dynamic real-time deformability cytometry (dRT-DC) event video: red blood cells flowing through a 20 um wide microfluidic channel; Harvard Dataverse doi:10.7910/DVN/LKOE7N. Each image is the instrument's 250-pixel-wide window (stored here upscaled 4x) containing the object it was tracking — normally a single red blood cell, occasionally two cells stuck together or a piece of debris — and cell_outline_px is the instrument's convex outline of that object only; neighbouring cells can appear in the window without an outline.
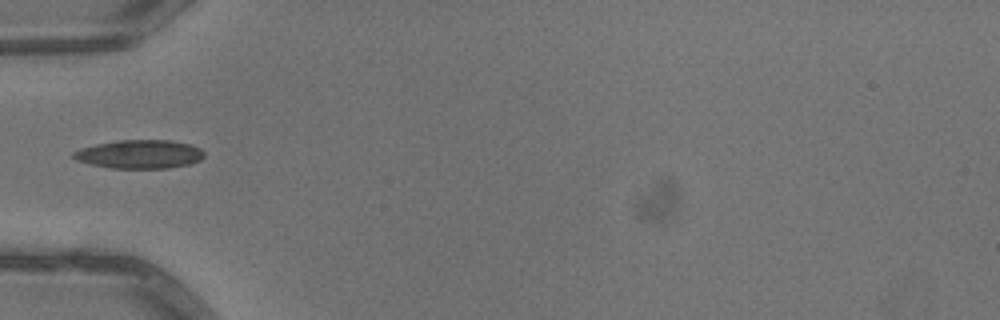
{"species": "common noctule bat (a hibernating species)", "species_latin": "Nyctalus noctula", "temperature_condition": "warm", "stored_images_in_passage": 6, "camera_frame_rate_fps": 3000, "um_per_image_px": 0.085, "animal": {"sex": "male", "body_mass_g": 13.3}, "frame": {"image": 1, "passage_image": 5, "time_ms": 1.333, "image_size_px": [1000, 320], "cell_outline_px": [[204, 156], [200, 160], [188, 164], [168, 168], [112, 168], [92, 164], [76, 160], [72, 156], [72, 152], [80, 148], [96, 144], [120, 140], [168, 140], [188, 144], [200, 148], [204, 152]], "centroid_in_image_um": [11.85, 13.1], "position_along_channel_um": 73.2, "area_um2": 21.62}}
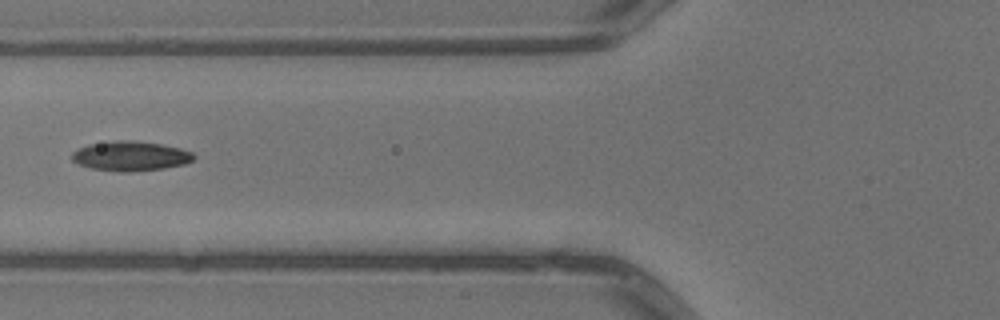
{"frame": {"image": 2, "passage_image": 6, "time_ms": 1.667, "image_size_px": [1000, 320], "cell_outline_px": [[196, 156], [192, 160], [184, 164], [164, 168], [124, 172], [120, 172], [92, 168], [80, 164], [72, 160], [72, 152], [76, 148], [88, 144], [116, 140], [132, 140], [160, 144], [180, 148], [192, 152]], "centroid_in_image_um": [11.07, 13.25], "position_along_channel_um": 114.7, "area_um2": 20.98}}